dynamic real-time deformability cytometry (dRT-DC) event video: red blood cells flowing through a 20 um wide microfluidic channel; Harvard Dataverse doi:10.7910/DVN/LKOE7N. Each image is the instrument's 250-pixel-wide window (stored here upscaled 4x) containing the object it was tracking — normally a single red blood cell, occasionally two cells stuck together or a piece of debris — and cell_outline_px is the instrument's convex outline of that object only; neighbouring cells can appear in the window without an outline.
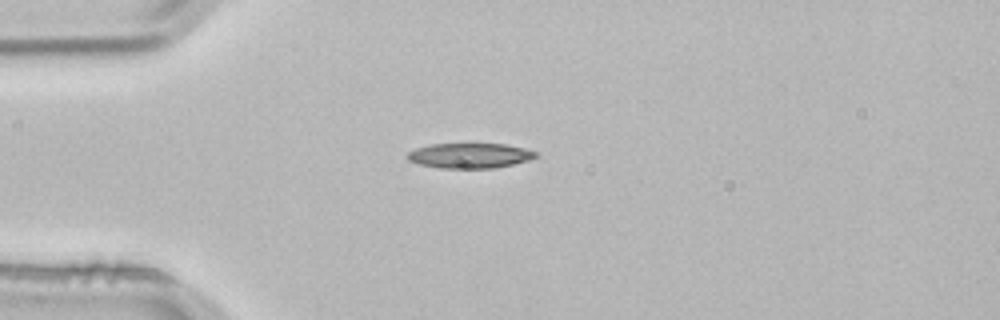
{"species": "common noctule bat (a hibernating species)", "species_latin": "Nyctalus noctula", "temperature_condition": "room temperature", "stored_images_in_passage": 1, "camera_frame_rate_fps": 3000, "um_per_image_px": 0.085, "animal": {"sex": "male", "body_mass_g": 21.5, "forearm_length_mm": 52.0}, "frame": {"image": 1, "passage_image": 1, "time_ms": 0.0, "image_size_px": [1000, 320], "cell_outline_px": [[540, 156], [528, 160], [512, 164], [492, 168], [440, 168], [420, 164], [408, 160], [404, 156], [408, 152], [416, 148], [432, 144], [504, 144], [524, 148], [540, 152]], "centroid_in_image_um": [39.95, 13.22], "position_along_channel_um": 45.1, "area_um2": 18.79}}